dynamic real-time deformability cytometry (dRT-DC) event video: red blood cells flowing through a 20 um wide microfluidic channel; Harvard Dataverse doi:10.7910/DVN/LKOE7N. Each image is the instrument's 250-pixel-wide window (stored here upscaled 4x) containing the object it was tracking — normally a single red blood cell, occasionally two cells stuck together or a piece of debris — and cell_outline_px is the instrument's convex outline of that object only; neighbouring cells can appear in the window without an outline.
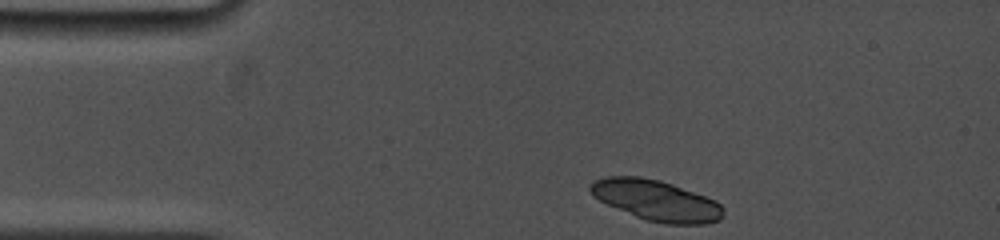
{"species": "common noctule bat (a hibernating species)", "species_latin": "Nyctalus noctula", "temperature_condition": "cold", "stored_images_in_passage": 9, "camera_frame_rate_fps": 5000, "um_per_image_px": 0.085, "animal": {"sex": "female", "body_mass_g": 19.0, "forearm_length_mm": 53.3}, "frame": {"image": 1, "passage_image": 1, "time_ms": 0.0, "image_size_px": [1000, 240], "cell_outline_px": [[724, 216], [720, 220], [704, 224], [664, 224], [648, 220], [636, 216], [608, 204], [592, 196], [588, 188], [596, 180], [608, 176], [640, 176], [660, 180], [672, 184], [716, 200], [724, 208]], "centroid_in_image_um": [55.82, 17.03], "position_along_channel_um": 29.2, "area_um2": 31.33}}